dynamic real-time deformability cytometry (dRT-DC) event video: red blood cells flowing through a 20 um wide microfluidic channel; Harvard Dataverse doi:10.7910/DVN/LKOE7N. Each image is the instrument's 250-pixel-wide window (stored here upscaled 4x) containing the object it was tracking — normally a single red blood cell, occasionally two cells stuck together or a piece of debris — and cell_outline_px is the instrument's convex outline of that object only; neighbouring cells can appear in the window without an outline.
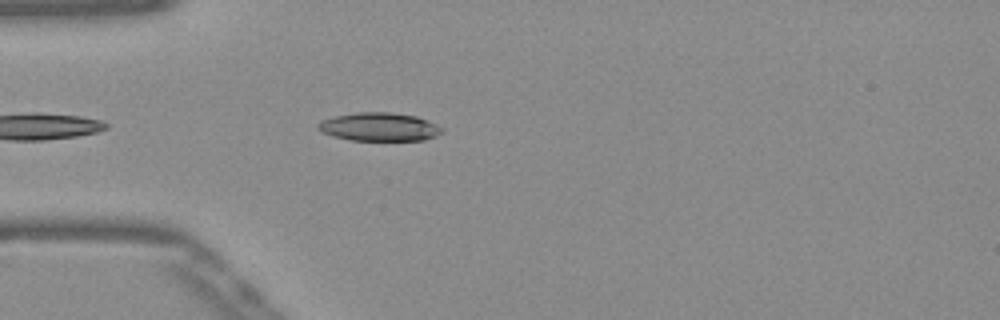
{"species": "Egyptian fruit bat (a non-hibernating species)", "species_latin": "Rousettus aegyptiacus", "temperature_condition": "warm", "stored_images_in_passage": 22, "camera_frame_rate_fps": 3000, "um_per_image_px": 0.085, "frame": {"image": 1, "passage_image": 4, "time_ms": 1.0, "image_size_px": [1000, 320], "cell_outline_px": [[444, 132], [436, 136], [424, 140], [352, 140], [332, 136], [320, 132], [316, 128], [316, 124], [320, 120], [336, 116], [356, 112], [388, 112], [416, 116], [436, 124]], "centroid_in_image_um": [32.18, 10.78], "position_along_channel_um": 52.8, "area_um2": 20.52}}